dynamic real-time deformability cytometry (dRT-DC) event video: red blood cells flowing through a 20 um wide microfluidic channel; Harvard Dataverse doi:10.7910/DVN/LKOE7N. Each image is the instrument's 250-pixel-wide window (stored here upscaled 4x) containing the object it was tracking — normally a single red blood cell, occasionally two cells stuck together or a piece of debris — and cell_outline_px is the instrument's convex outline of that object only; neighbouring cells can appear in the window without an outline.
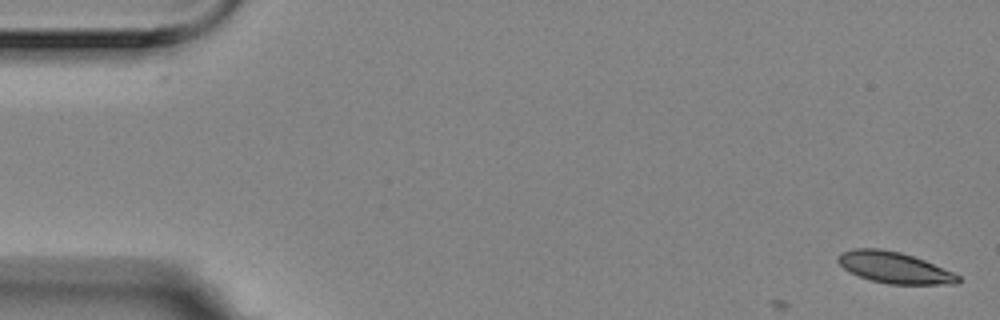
{"species": "Egyptian fruit bat (a non-hibernating species)", "species_latin": "Rousettus aegyptiacus", "temperature_condition": "room temperature", "stored_images_in_passage": 13, "camera_frame_rate_fps": 3000, "um_per_image_px": 0.085, "animal": {"sex": "female"}, "frame": {"image": 1, "passage_image": 1, "time_ms": 0.0, "image_size_px": [1000, 320], "cell_outline_px": [[960, 280], [956, 284], [888, 284], [872, 280], [860, 276], [844, 268], [836, 260], [836, 256], [840, 252], [852, 248], [880, 248], [900, 252], [924, 260], [952, 272], [960, 276]], "centroid_in_image_um": [75.98, 22.73], "position_along_channel_um": 9.0, "area_um2": 21.73}}
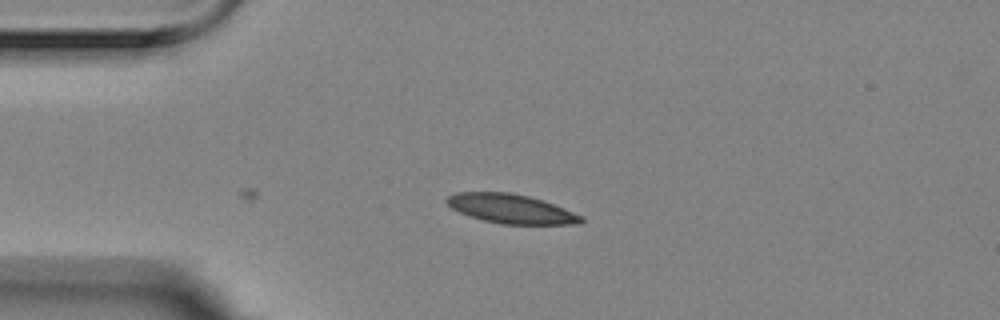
{"frame": {"image": 2, "passage_image": 13, "time_ms": 4.0, "image_size_px": [1000, 320], "cell_outline_px": [[584, 220], [580, 224], [500, 224], [468, 216], [452, 208], [444, 200], [448, 196], [456, 192], [512, 192], [544, 200], [584, 216]], "centroid_in_image_um": [43.45, 17.74], "position_along_channel_um": 41.5, "area_um2": 23.0}}